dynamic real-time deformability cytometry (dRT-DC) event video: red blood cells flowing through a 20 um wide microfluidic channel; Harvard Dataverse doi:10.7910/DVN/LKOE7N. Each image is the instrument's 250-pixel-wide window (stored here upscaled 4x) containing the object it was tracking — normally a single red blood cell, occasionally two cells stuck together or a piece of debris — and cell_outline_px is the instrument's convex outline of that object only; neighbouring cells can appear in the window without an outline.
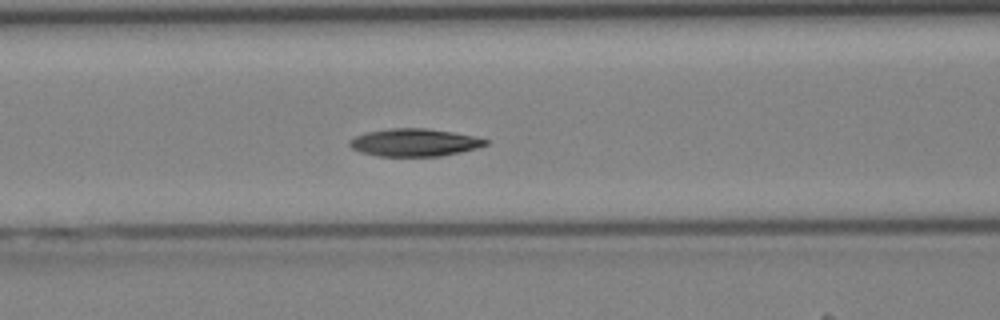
{"species": "Egyptian fruit bat (a non-hibernating species)", "species_latin": "Rousettus aegyptiacus", "temperature_condition": "cold", "stored_images_in_passage": 38, "segment_of_instrument_passage": [1, 2], "camera_frame_rate_fps": 3000, "um_per_image_px": 0.085, "animal": {"sex": "female"}, "frame": {"image": 1, "passage_image": 13, "time_ms": 4.0, "image_size_px": [1000, 320], "cell_outline_px": [[488, 144], [476, 148], [460, 152], [440, 156], [376, 156], [352, 148], [348, 144], [348, 140], [364, 132], [388, 128], [428, 128], [452, 132], [472, 136], [488, 140]], "centroid_in_image_um": [35.19, 12.1], "position_along_channel_um": 131.4, "area_um2": 21.85}}
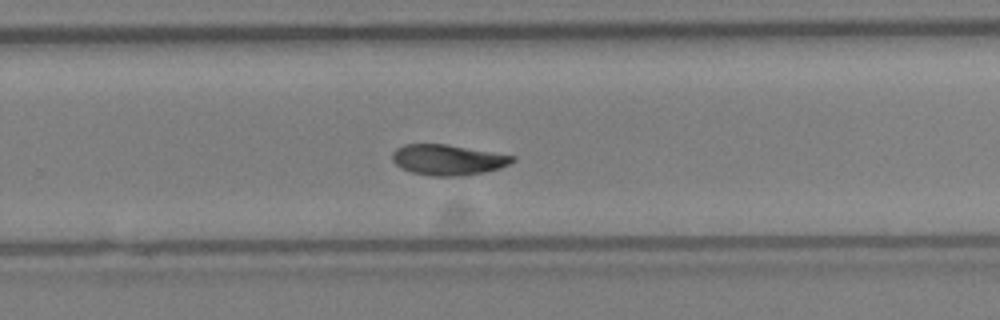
{"frame": {"image": 2, "passage_image": 23, "time_ms": 7.333, "image_size_px": [1000, 320], "cell_outline_px": [[516, 160], [500, 168], [484, 172], [464, 176], [432, 176], [412, 172], [400, 168], [392, 160], [392, 152], [396, 148], [404, 144], [448, 144], [516, 156]], "centroid_in_image_um": [38.07, 13.58], "position_along_channel_um": 291.7, "area_um2": 21.56}}
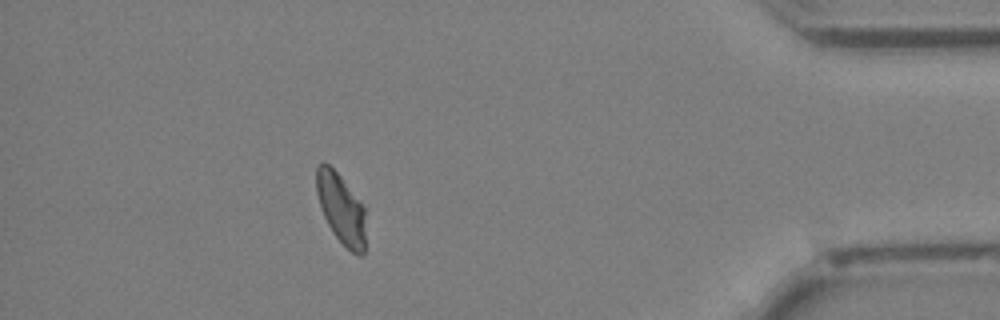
{"frame": {"image": 3, "passage_image": 33, "time_ms": 10.667, "image_size_px": [1000, 320], "cell_outline_px": [[364, 252], [360, 256], [356, 256], [332, 232], [324, 216], [316, 192], [316, 164], [328, 164], [340, 176], [364, 208]], "centroid_in_image_um": [28.97, 17.74], "position_along_channel_um": 406.2, "area_um2": 19.54}}